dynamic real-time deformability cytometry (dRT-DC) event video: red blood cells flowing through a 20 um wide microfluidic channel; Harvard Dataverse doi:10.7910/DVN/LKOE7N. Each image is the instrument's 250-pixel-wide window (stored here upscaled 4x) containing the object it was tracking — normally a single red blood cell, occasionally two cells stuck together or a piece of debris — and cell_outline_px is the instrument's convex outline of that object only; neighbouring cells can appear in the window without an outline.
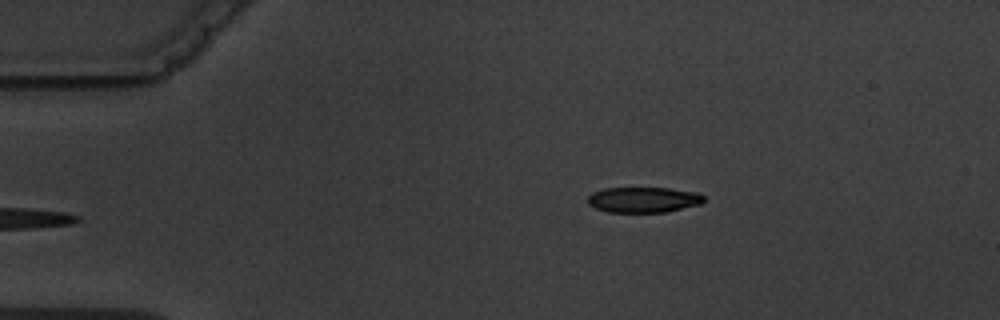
{"species": "common noctule bat (a hibernating species)", "species_latin": "Nyctalus noctula", "temperature_condition": "warm", "stored_images_in_passage": 3, "camera_frame_rate_fps": 3000, "um_per_image_px": 0.085, "animal": {"sex": "male", "body_mass_g": 19.5, "forearm_length_mm": 54.6}, "frame": {"image": 1, "passage_image": 3, "time_ms": 3.333, "image_size_px": [1000, 320], "cell_outline_px": [[704, 200], [700, 204], [668, 212], [608, 212], [596, 208], [588, 204], [588, 196], [592, 192], [604, 188], [668, 188], [696, 192], [704, 196]], "centroid_in_image_um": [54.68, 16.98], "position_along_channel_um": 30.3, "area_um2": 17.28}}